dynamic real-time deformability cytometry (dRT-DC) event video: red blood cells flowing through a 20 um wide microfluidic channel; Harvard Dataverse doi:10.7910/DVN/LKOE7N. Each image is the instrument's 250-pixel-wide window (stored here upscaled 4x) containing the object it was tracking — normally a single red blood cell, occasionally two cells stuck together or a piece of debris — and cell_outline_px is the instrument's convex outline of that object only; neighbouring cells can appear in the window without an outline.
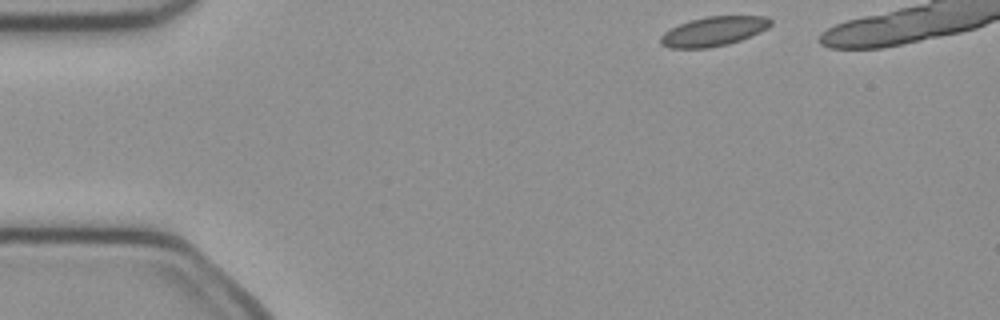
{"species": "common noctule bat (a hibernating species)", "species_latin": "Nyctalus noctula", "temperature_condition": "cold", "stored_images_in_passage": 35, "camera_frame_rate_fps": 3000, "um_per_image_px": 0.085, "animal": {"sex": "female", "body_mass_g": 21.9}, "frame": {"image": 1, "passage_image": 1, "time_ms": 0.0, "image_size_px": [1000, 320], "cell_outline_px": [[772, 24], [768, 28], [760, 32], [740, 40], [728, 44], [708, 48], [668, 48], [660, 44], [660, 36], [664, 32], [680, 24], [692, 20], [708, 16], [768, 16], [772, 20]], "centroid_in_image_um": [60.67, 2.67], "position_along_channel_um": 24.3, "area_um2": 18.84}}
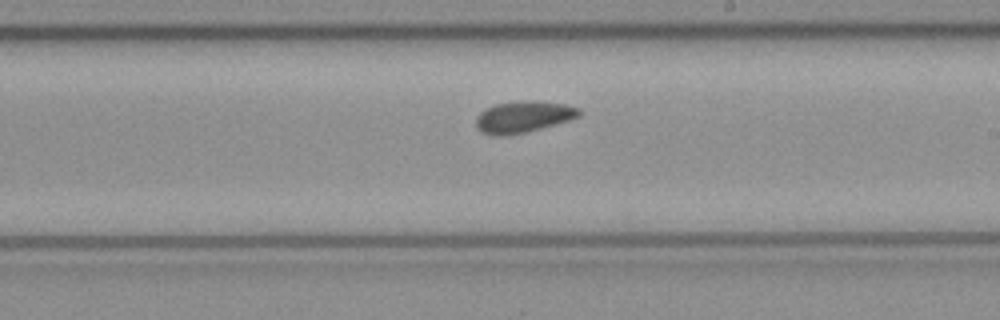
{"frame": {"image": 2, "passage_image": 23, "time_ms": 7.333, "image_size_px": [1000, 320], "cell_outline_px": [[580, 116], [568, 120], [540, 128], [524, 132], [504, 136], [496, 136], [480, 132], [476, 128], [476, 116], [480, 112], [496, 104], [532, 100], [564, 104], [580, 108]], "centroid_in_image_um": [44.45, 9.94], "position_along_channel_um": 244.6, "area_um2": 18.67}}
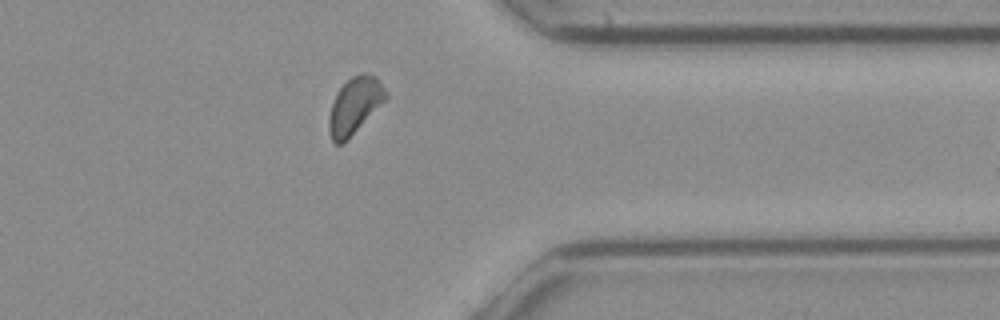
{"frame": {"image": 3, "passage_image": 34, "time_ms": 11.0, "image_size_px": [1000, 320], "cell_outline_px": [[388, 96], [340, 144], [336, 144], [332, 140], [328, 128], [328, 120], [332, 104], [336, 92], [352, 76], [360, 72], [368, 72], [376, 76], [388, 92]], "centroid_in_image_um": [30.14, 8.88], "position_along_channel_um": 381.3, "area_um2": 17.98}}